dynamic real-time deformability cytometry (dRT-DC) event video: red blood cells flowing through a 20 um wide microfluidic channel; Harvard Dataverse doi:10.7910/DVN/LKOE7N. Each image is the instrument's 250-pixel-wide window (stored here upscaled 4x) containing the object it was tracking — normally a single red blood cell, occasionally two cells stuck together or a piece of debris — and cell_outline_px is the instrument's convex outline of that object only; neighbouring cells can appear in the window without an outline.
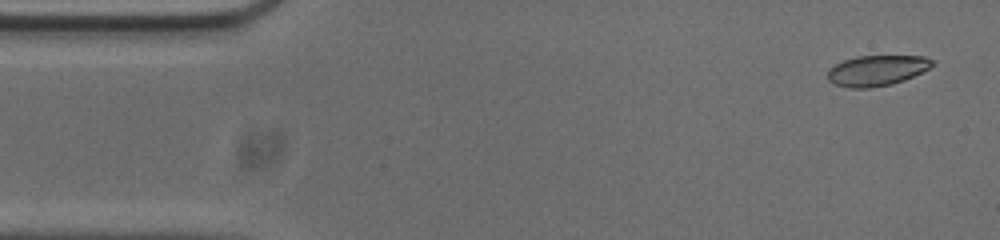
{"species": "common noctule bat (a hibernating species)", "species_latin": "Nyctalus noctula", "temperature_condition": "cold", "stored_images_in_passage": 53, "camera_frame_rate_fps": 3000, "um_per_image_px": 0.085, "animal": {"sex": "male", "body_mass_g": 20.0, "forearm_length_mm": 53.3}, "frame": {"image": 1, "passage_image": 2, "time_ms": 0.333, "image_size_px": [1000, 240], "cell_outline_px": [[936, 64], [904, 80], [892, 84], [868, 88], [848, 88], [836, 84], [828, 80], [828, 68], [844, 60], [856, 56], [924, 56], [936, 60]], "centroid_in_image_um": [74.54, 5.98], "position_along_channel_um": 10.5, "area_um2": 18.61}}
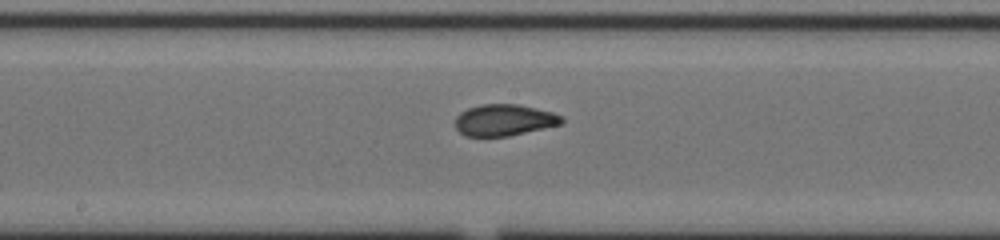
{"frame": {"image": 2, "passage_image": 26, "time_ms": 8.333, "image_size_px": [1000, 240], "cell_outline_px": [[564, 124], [508, 136], [464, 136], [456, 128], [456, 116], [460, 112], [468, 108], [480, 104], [520, 104], [552, 112], [560, 116], [564, 120]], "centroid_in_image_um": [42.86, 10.2], "position_along_channel_um": 205.3, "area_um2": 19.59}}
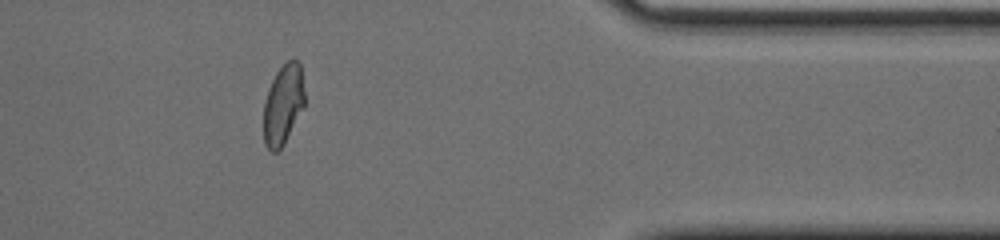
{"frame": {"image": 3, "passage_image": 43, "time_ms": 14.0, "image_size_px": [1000, 240], "cell_outline_px": [[304, 108], [284, 144], [276, 152], [272, 152], [264, 144], [264, 100], [268, 88], [276, 72], [288, 60], [296, 60], [300, 64], [304, 92]], "centroid_in_image_um": [24.06, 8.9], "position_along_channel_um": 387.3, "area_um2": 19.13}, "authors_computed_cell_mechanics": {"area_um2": 19.5942, "velocity_mm_per_s": 3.7207, "shape_relaxation_time_tau1_ms": null, "shape_relaxation_time_tau2_ms": 1.1697, "deformation_change_tau1": null, "deformation_change_tau2": 0.0648}}